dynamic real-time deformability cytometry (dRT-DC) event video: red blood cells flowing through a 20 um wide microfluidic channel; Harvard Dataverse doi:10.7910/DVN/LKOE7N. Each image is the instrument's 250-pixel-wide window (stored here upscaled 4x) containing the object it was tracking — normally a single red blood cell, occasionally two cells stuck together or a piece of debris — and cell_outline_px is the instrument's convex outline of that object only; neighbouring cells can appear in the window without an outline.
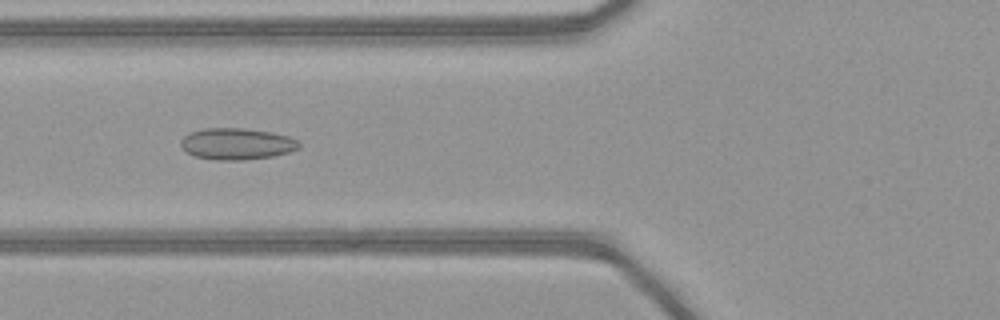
{"species": "common noctule bat (a hibernating species)", "species_latin": "Nyctalus noctula", "temperature_condition": "warm", "stored_images_in_passage": 51, "camera_frame_rate_fps": 3000, "um_per_image_px": 0.085, "animal": {"sex": "female", "body_mass_g": 21.9}, "frame": {"image": 1, "passage_image": 21, "time_ms": 6.667, "image_size_px": [1000, 320], "cell_outline_px": [[300, 148], [288, 152], [272, 156], [244, 160], [216, 160], [192, 156], [180, 144], [180, 140], [184, 136], [192, 132], [204, 128], [244, 128], [272, 132], [288, 136], [296, 140], [300, 144]], "centroid_in_image_um": [20.12, 12.23], "position_along_channel_um": 105.7, "area_um2": 21.68}}
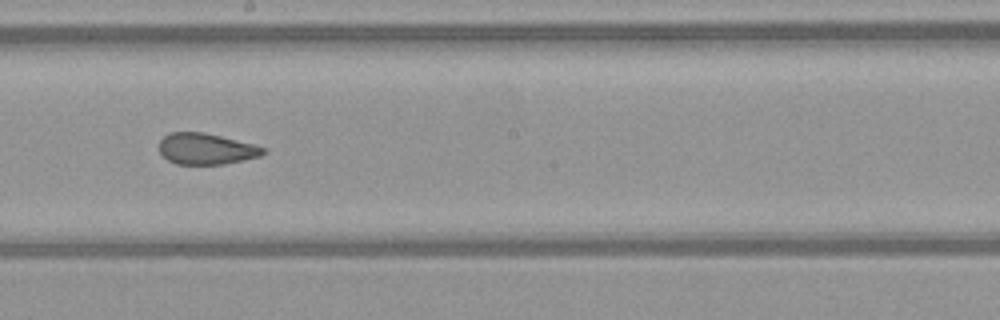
{"frame": {"image": 2, "passage_image": 30, "time_ms": 9.667, "image_size_px": [1000, 320], "cell_outline_px": [[268, 152], [260, 156], [224, 164], [176, 164], [168, 160], [160, 152], [160, 140], [164, 136], [172, 132], [204, 132], [252, 144], [264, 148]], "centroid_in_image_um": [17.52, 12.65], "position_along_channel_um": 230.7, "area_um2": 18.67}}
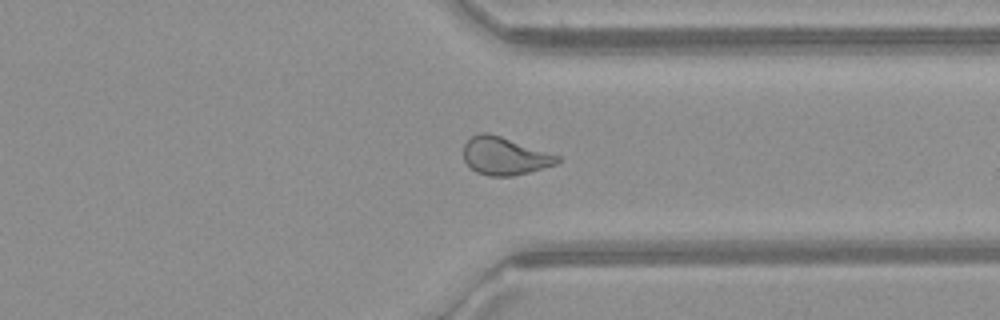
{"frame": {"image": 3, "passage_image": 40, "time_ms": 13.0, "image_size_px": [1000, 320], "cell_outline_px": [[560, 160], [556, 164], [528, 172], [512, 176], [488, 176], [476, 172], [464, 160], [464, 144], [472, 136], [480, 132], [488, 132], [560, 156]], "centroid_in_image_um": [42.87, 13.26], "position_along_channel_um": 368.5, "area_um2": 20.4}, "authors_computed_cell_mechanics": {"area_um2": 21.675, "velocity_mm_per_s": 4.1447, "shape_relaxation_time_tau1_ms": null, "shape_relaxation_time_tau2_ms": 1.2598, "deformation_change_tau1": null, "deformation_change_tau2": 0.0875}}